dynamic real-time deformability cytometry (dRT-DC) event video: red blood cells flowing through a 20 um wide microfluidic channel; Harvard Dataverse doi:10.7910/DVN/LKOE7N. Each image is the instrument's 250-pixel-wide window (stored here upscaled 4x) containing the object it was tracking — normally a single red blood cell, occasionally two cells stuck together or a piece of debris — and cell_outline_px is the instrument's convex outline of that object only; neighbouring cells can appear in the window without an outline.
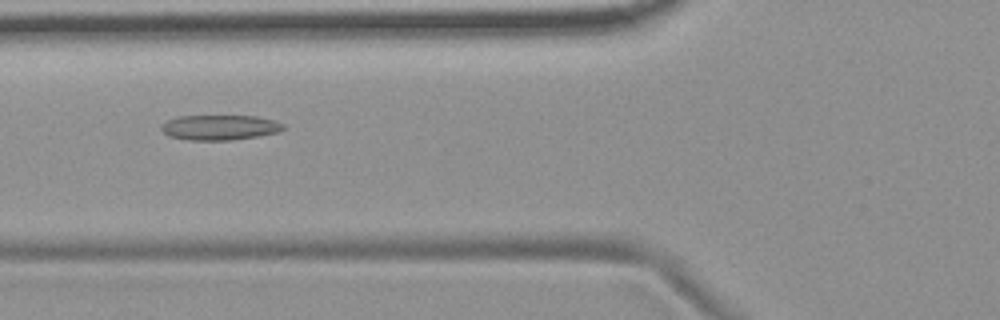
{"species": "common noctule bat (a hibernating species)", "species_latin": "Nyctalus noctula", "temperature_condition": "room temperature", "stored_images_in_passage": 38, "camera_frame_rate_fps": 3000, "um_per_image_px": 0.085, "animal": {"sex": "female", "body_mass_g": 19.9}, "frame": {"image": 1, "passage_image": 4, "time_ms": 1.0, "image_size_px": [1000, 320], "cell_outline_px": [[288, 128], [280, 132], [232, 140], [188, 140], [168, 136], [160, 128], [168, 120], [176, 116], [256, 116], [276, 120], [284, 124]], "centroid_in_image_um": [18.74, 10.83], "position_along_channel_um": 107.1, "area_um2": 17.98}}
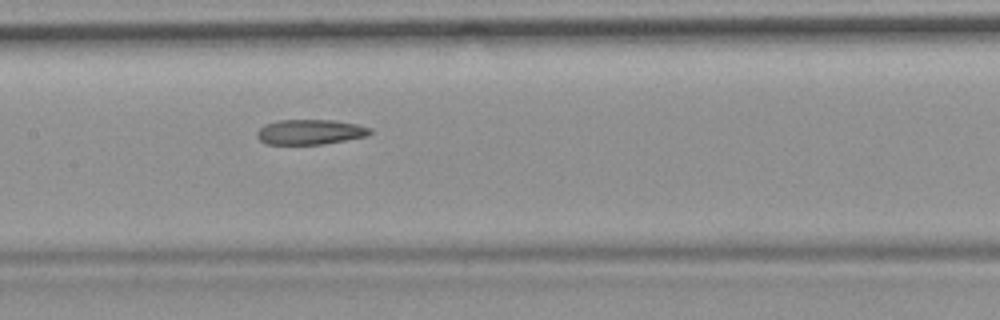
{"frame": {"image": 2, "passage_image": 10, "time_ms": 3.0, "image_size_px": [1000, 320], "cell_outline_px": [[372, 132], [368, 136], [324, 144], [264, 144], [256, 136], [256, 132], [264, 124], [280, 120], [336, 120], [356, 124], [372, 128]], "centroid_in_image_um": [26.37, 11.22], "position_along_channel_um": 181.0, "area_um2": 16.65}}
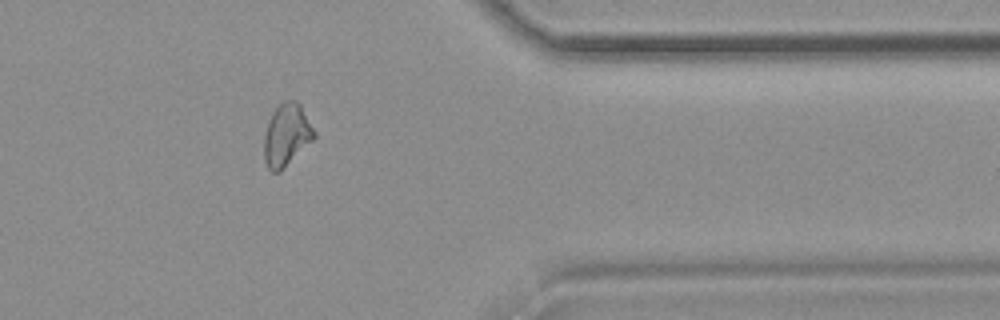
{"frame": {"image": 3, "passage_image": 28, "time_ms": 9.0, "image_size_px": [1000, 320], "cell_outline_px": [[316, 136], [280, 172], [272, 172], [268, 168], [264, 160], [264, 136], [272, 112], [284, 100], [296, 100], [300, 104], [316, 132]], "centroid_in_image_um": [24.36, 11.47], "position_along_channel_um": 387.0, "area_um2": 18.03}, "authors_computed_cell_mechanics": {"area_um2": 17.34, "velocity_mm_per_s": 3.6965, "shape_relaxation_time_tau1_ms": null, "shape_relaxation_time_tau2_ms": 5.2256, "deformation_change_tau1": null, "deformation_change_tau2": 0.1339}}